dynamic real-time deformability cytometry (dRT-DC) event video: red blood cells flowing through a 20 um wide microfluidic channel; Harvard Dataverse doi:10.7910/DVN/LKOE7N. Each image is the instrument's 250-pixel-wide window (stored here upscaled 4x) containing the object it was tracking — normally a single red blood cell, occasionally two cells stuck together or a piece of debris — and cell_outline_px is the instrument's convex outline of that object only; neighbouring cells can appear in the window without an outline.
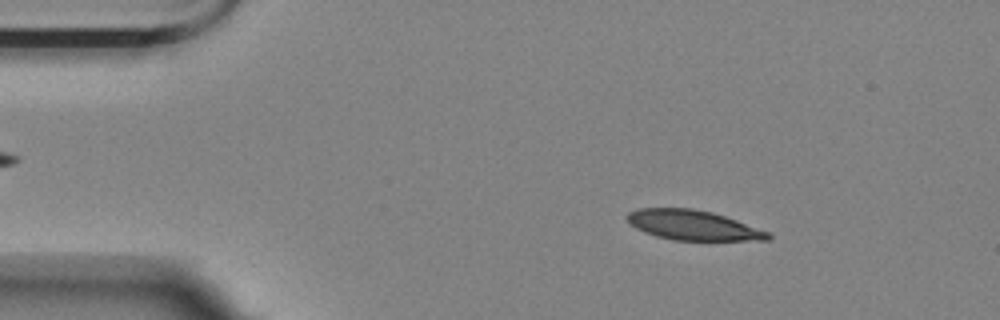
{"species": "Egyptian fruit bat (a non-hibernating species)", "species_latin": "Rousettus aegyptiacus", "temperature_condition": "room temperature", "stored_images_in_passage": 56, "camera_frame_rate_fps": 3000, "um_per_image_px": 0.085, "animal": {"sex": "female"}, "frame": {"image": 1, "passage_image": 8, "time_ms": 2.333, "image_size_px": [1000, 320], "cell_outline_px": [[772, 240], [672, 240], [656, 236], [644, 232], [636, 228], [624, 216], [628, 212], [636, 208], [692, 208], [712, 212], [772, 232]], "centroid_in_image_um": [58.93, 19.14], "position_along_channel_um": 26.1, "area_um2": 24.68}}
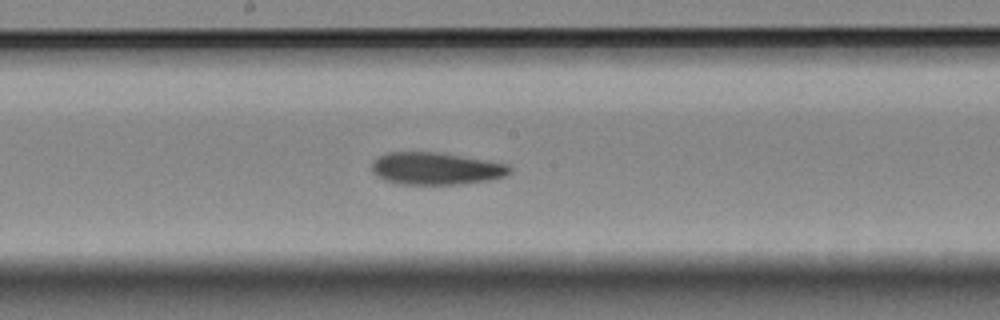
{"frame": {"image": 2, "passage_image": 29, "time_ms": 9.333, "image_size_px": [1000, 320], "cell_outline_px": [[512, 172], [508, 176], [492, 180], [464, 184], [400, 184], [384, 180], [376, 176], [372, 172], [372, 164], [380, 156], [388, 152], [436, 152], [508, 164], [512, 168]], "centroid_in_image_um": [37.1, 14.34], "position_along_channel_um": 211.1, "area_um2": 26.01}}
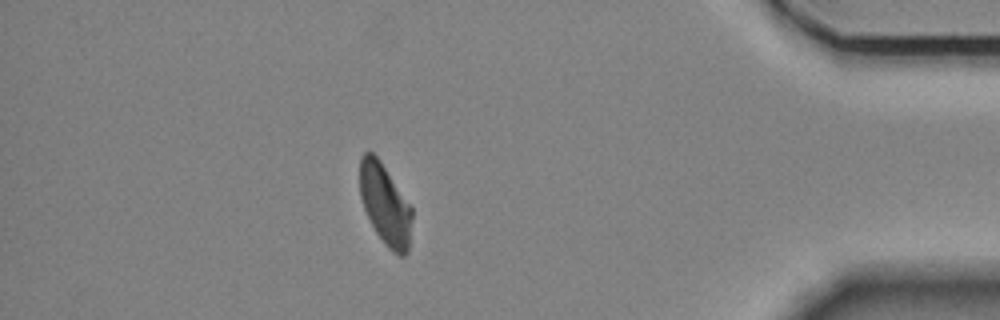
{"frame": {"image": 3, "passage_image": 49, "time_ms": 16.0, "image_size_px": [1000, 320], "cell_outline_px": [[412, 220], [408, 252], [404, 256], [400, 256], [392, 252], [384, 244], [376, 232], [364, 208], [360, 196], [360, 156], [364, 152], [372, 152], [380, 160], [412, 208]], "centroid_in_image_um": [32.74, 17.4], "position_along_channel_um": 402.5, "area_um2": 24.45}, "authors_computed_cell_mechanics": {"area_um2": 26.0678, "velocity_mm_per_s": 3.5051, "shape_relaxation_time_tau1_ms": 8.1318, "shape_relaxation_time_tau2_ms": 5.5286, "deformation_change_tau1": 0.1948, "deformation_change_tau2": 0.1224}}